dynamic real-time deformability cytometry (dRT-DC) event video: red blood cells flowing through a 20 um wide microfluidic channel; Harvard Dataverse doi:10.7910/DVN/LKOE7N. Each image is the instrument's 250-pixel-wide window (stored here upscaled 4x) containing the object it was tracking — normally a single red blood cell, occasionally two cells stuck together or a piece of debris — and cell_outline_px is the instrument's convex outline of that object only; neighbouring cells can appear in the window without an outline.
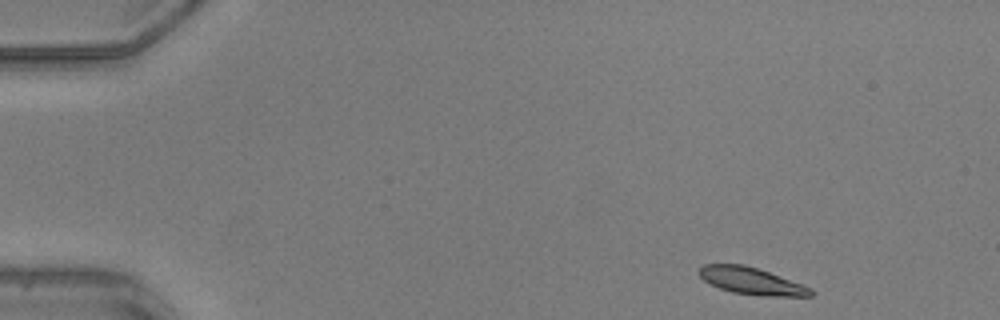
{"species": "common noctule bat (a hibernating species)", "species_latin": "Nyctalus noctula", "temperature_condition": "warm", "stored_images_in_passage": 45, "camera_frame_rate_fps": 3000, "um_per_image_px": 0.085, "animal": {"sex": "male", "body_mass_g": 20.5, "forearm_length_mm": 52.5}, "frame": {"image": 1, "passage_image": 1, "time_ms": 0.0, "image_size_px": [1000, 320], "cell_outline_px": [[816, 292], [812, 296], [760, 296], [732, 292], [720, 288], [704, 280], [696, 272], [704, 264], [744, 264], [804, 284], [812, 288]], "centroid_in_image_um": [63.91, 23.89], "position_along_channel_um": 21.1, "area_um2": 17.63}}
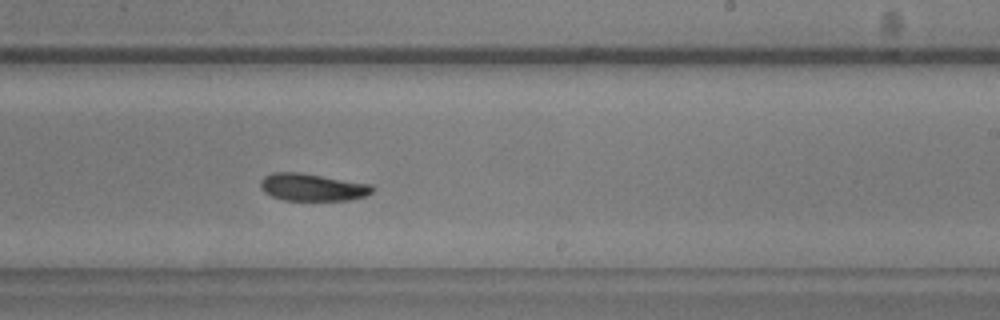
{"frame": {"image": 2, "passage_image": 26, "time_ms": 8.333, "image_size_px": [1000, 320], "cell_outline_px": [[376, 188], [372, 192], [364, 196], [348, 200], [284, 200], [272, 196], [264, 192], [260, 188], [260, 180], [264, 176], [272, 172], [300, 172], [372, 184]], "centroid_in_image_um": [26.54, 15.9], "position_along_channel_um": 262.5, "area_um2": 17.98}}
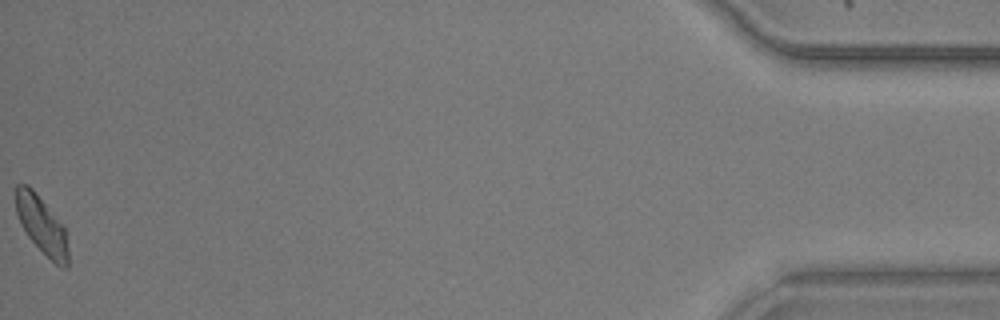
{"frame": {"image": 3, "passage_image": 45, "time_ms": 14.667, "image_size_px": [1000, 320], "cell_outline_px": [[68, 268], [64, 268], [56, 264], [28, 236], [20, 224], [16, 212], [16, 184], [28, 184], [32, 188], [64, 228], [68, 248]], "centroid_in_image_um": [3.53, 19.13], "position_along_channel_um": 431.7, "area_um2": 16.99}, "authors_computed_cell_mechanics": {"area_um2": 18.1492, "velocity_mm_per_s": 4.126, "shape_relaxation_time_tau1_ms": 3.0999, "shape_relaxation_time_tau2_ms": 4.8148, "deformation_change_tau1": 0.1168, "deformation_change_tau2": 0.0967}}